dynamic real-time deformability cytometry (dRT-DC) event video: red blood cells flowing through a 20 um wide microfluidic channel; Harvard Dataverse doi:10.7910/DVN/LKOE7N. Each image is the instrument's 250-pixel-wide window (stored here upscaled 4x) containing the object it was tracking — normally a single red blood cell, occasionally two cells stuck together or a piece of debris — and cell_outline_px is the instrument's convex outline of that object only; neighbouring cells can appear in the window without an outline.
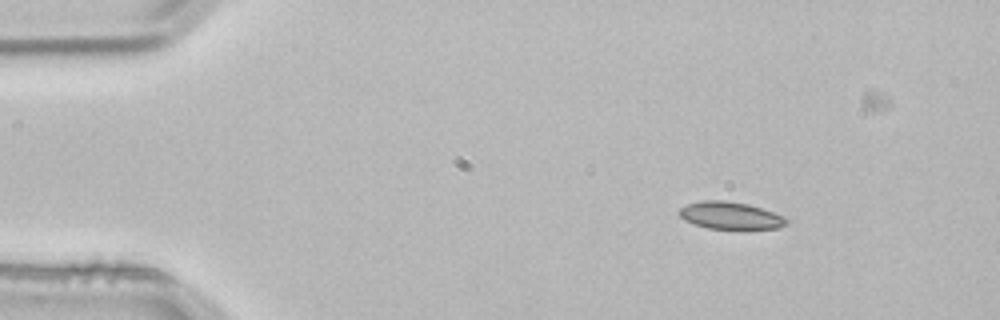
{"species": "common noctule bat (a hibernating species)", "species_latin": "Nyctalus noctula", "temperature_condition": "room temperature", "stored_images_in_passage": 3, "camera_frame_rate_fps": 3000, "um_per_image_px": 0.085, "animal": {"sex": "male", "body_mass_g": 21.5, "forearm_length_mm": 52.0}, "frame": {"image": 1, "passage_image": 1, "time_ms": 0.0, "image_size_px": [1000, 320], "cell_outline_px": [[788, 224], [780, 228], [708, 228], [684, 220], [680, 216], [680, 208], [688, 204], [704, 200], [724, 200], [748, 204], [784, 216], [788, 220]], "centroid_in_image_um": [62.1, 18.31], "position_along_channel_um": 22.9, "area_um2": 16.7}}
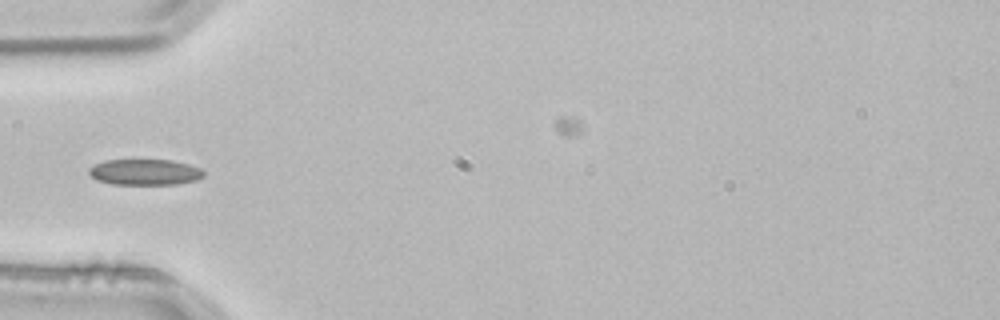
{"frame": {"image": 2, "passage_image": 3, "time_ms": 0.667, "image_size_px": [1000, 320], "cell_outline_px": [[204, 176], [196, 180], [176, 184], [112, 184], [96, 180], [88, 172], [88, 168], [104, 160], [172, 160], [188, 164], [200, 168], [204, 172]], "centroid_in_image_um": [12.3, 14.63], "position_along_channel_um": 72.7, "area_um2": 17.28}}